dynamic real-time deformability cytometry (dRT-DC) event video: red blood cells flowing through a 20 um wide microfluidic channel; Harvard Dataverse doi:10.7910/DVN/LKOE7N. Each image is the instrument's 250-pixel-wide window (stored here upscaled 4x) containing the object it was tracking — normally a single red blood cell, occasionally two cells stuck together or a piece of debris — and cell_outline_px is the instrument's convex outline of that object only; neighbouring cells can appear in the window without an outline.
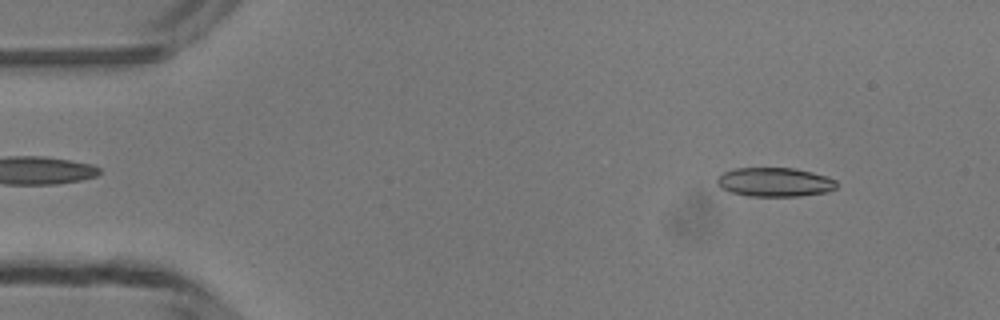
{"species": "common noctule bat (a hibernating species)", "species_latin": "Nyctalus noctula", "temperature_condition": "room temperature", "stored_images_in_passage": 48, "camera_frame_rate_fps": 3000, "um_per_image_px": 0.085, "animal": {"sex": "male", "body_mass_g": 13.3}, "frame": {"image": 1, "passage_image": 5, "time_ms": 1.333, "image_size_px": [1000, 320], "cell_outline_px": [[836, 188], [828, 192], [800, 196], [748, 196], [732, 192], [720, 188], [716, 184], [716, 180], [724, 172], [736, 168], [796, 168], [828, 176], [836, 180]], "centroid_in_image_um": [65.87, 15.48], "position_along_channel_um": 19.1, "area_um2": 20.35}}
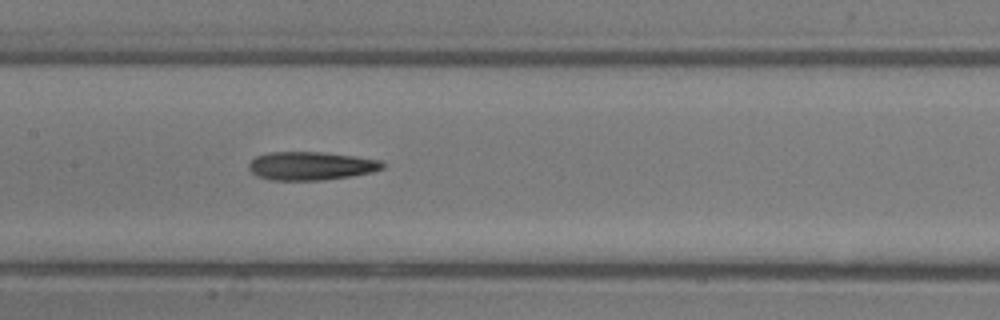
{"frame": {"image": 2, "passage_image": 23, "time_ms": 7.333, "image_size_px": [1000, 320], "cell_outline_px": [[384, 168], [372, 172], [324, 180], [272, 180], [256, 176], [248, 168], [248, 164], [256, 156], [268, 152], [324, 152], [356, 156], [380, 160], [384, 164]], "centroid_in_image_um": [26.42, 14.09], "position_along_channel_um": 181.0, "area_um2": 22.14}}
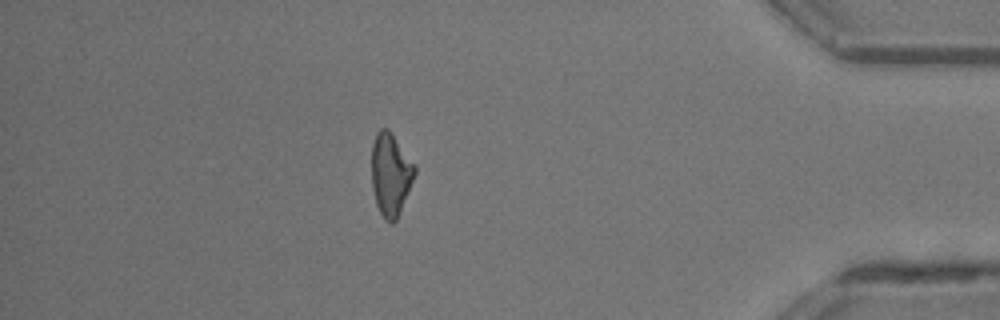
{"frame": {"image": 3, "passage_image": 42, "time_ms": 13.667, "image_size_px": [1000, 320], "cell_outline_px": [[416, 172], [396, 220], [392, 224], [384, 220], [376, 204], [372, 188], [372, 144], [376, 132], [380, 128], [388, 128], [416, 164]], "centroid_in_image_um": [33.2, 14.79], "position_along_channel_um": 402.0, "area_um2": 20.81}, "authors_computed_cell_mechanics": {"area_um2": 21.5016, "velocity_mm_per_s": 4.1956, "shape_relaxation_time_tau1_ms": null, "shape_relaxation_time_tau2_ms": 4.3903, "deformation_change_tau1": null, "deformation_change_tau2": 0.1645}}